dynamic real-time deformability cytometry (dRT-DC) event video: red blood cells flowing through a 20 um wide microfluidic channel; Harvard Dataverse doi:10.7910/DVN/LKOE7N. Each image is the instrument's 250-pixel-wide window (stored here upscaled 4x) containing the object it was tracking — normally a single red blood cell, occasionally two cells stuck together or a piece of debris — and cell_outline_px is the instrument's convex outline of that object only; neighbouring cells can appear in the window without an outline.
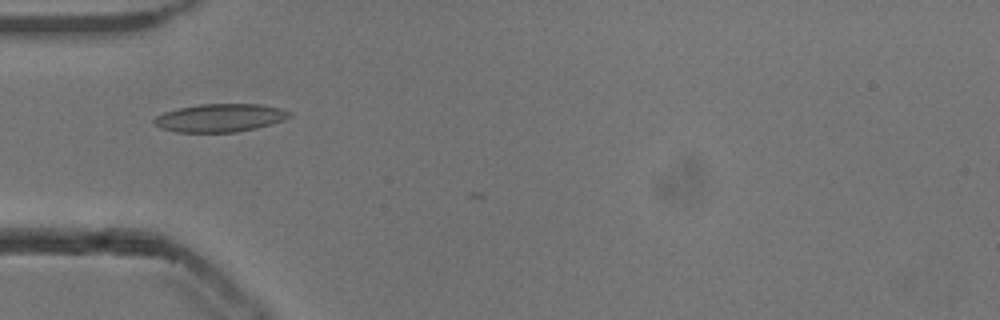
{"species": "common noctule bat (a hibernating species)", "species_latin": "Nyctalus noctula", "temperature_condition": "cold", "stored_images_in_passage": 6, "camera_frame_rate_fps": 3000, "um_per_image_px": 0.085, "animal": {"sex": "male", "body_mass_g": 13.3}, "frame": {"image": 1, "passage_image": 4, "time_ms": 1.0, "image_size_px": [1000, 320], "cell_outline_px": [[292, 116], [272, 124], [256, 128], [236, 132], [176, 132], [160, 128], [152, 124], [152, 120], [156, 116], [164, 112], [180, 108], [200, 104], [260, 104], [280, 108], [292, 112]], "centroid_in_image_um": [18.69, 10.02], "position_along_channel_um": 66.3, "area_um2": 22.25}}